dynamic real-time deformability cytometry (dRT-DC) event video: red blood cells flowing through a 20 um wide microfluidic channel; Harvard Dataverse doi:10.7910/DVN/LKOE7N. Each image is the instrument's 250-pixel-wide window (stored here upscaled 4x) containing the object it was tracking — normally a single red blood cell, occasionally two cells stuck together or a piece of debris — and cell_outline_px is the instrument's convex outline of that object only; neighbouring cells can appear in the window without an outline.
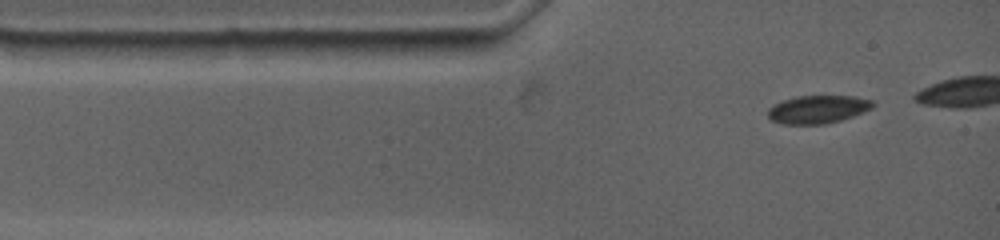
{"species": "common noctule bat (a hibernating species)", "species_latin": "Nyctalus noctula", "temperature_condition": "warm", "stored_images_in_passage": 5, "camera_frame_rate_fps": 4500, "um_per_image_px": 0.085, "animal": {"sex": "female", "body_mass_g": 19.0, "forearm_length_mm": 53.3}, "frame": {"image": 1, "passage_image": 1, "time_ms": 0.0, "image_size_px": [1000, 240], "cell_outline_px": [[876, 104], [872, 108], [852, 116], [840, 120], [824, 124], [784, 124], [772, 120], [768, 116], [768, 108], [772, 104], [796, 96], [856, 96], [872, 100]], "centroid_in_image_um": [69.51, 9.28], "position_along_channel_um": 15.5, "area_um2": 17.11}}